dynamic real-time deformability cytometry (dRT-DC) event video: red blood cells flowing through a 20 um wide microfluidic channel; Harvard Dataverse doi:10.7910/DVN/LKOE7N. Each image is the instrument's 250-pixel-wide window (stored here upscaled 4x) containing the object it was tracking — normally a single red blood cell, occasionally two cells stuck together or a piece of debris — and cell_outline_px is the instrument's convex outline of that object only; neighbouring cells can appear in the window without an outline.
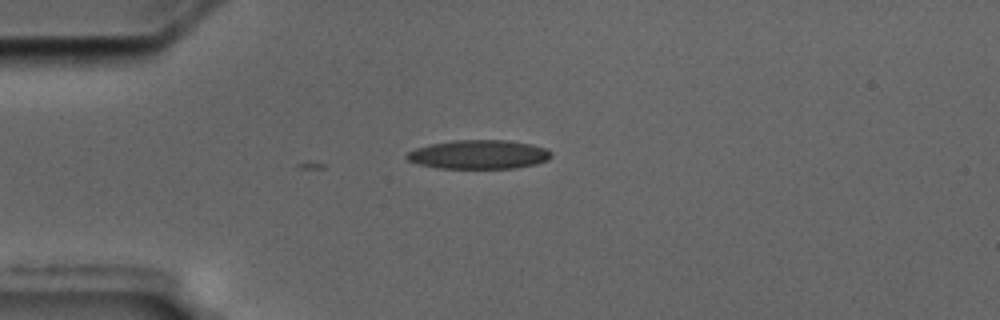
{"species": "common noctule bat (a hibernating species)", "species_latin": "Nyctalus noctula", "temperature_condition": "cold", "stored_images_in_passage": 15, "camera_frame_rate_fps": 3000, "um_per_image_px": 0.085, "animal": {"sex": "male", "body_mass_g": 17.5, "forearm_length_mm": 52.3}, "frame": {"image": 1, "passage_image": 1, "time_ms": 0.0, "image_size_px": [1000, 320], "cell_outline_px": [[552, 156], [548, 160], [536, 164], [516, 168], [436, 168], [416, 164], [408, 160], [404, 156], [408, 152], [416, 148], [428, 144], [452, 140], [508, 140], [532, 144], [548, 148], [552, 152]], "centroid_in_image_um": [40.7, 13.13], "position_along_channel_um": 44.3, "area_um2": 24.74}}
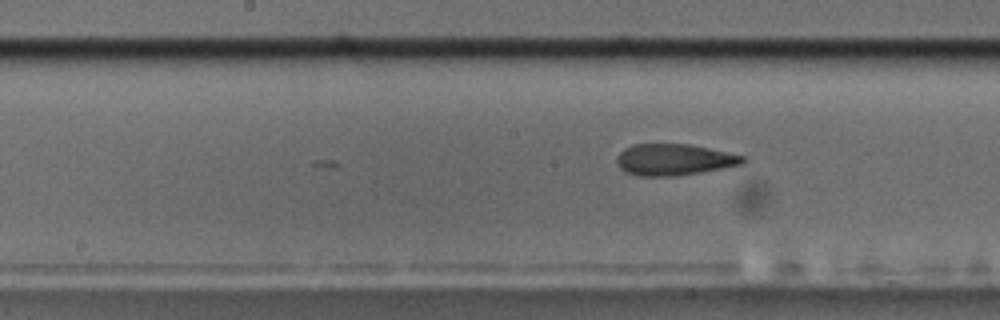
{"frame": {"image": 2, "passage_image": 15, "time_ms": 4.667, "image_size_px": [1000, 320], "cell_outline_px": [[748, 160], [744, 164], [724, 168], [676, 176], [640, 176], [624, 172], [620, 168], [616, 160], [616, 156], [624, 148], [632, 144], [688, 144], [748, 156]], "centroid_in_image_um": [57.32, 13.57], "position_along_channel_um": 190.9, "area_um2": 23.35}}